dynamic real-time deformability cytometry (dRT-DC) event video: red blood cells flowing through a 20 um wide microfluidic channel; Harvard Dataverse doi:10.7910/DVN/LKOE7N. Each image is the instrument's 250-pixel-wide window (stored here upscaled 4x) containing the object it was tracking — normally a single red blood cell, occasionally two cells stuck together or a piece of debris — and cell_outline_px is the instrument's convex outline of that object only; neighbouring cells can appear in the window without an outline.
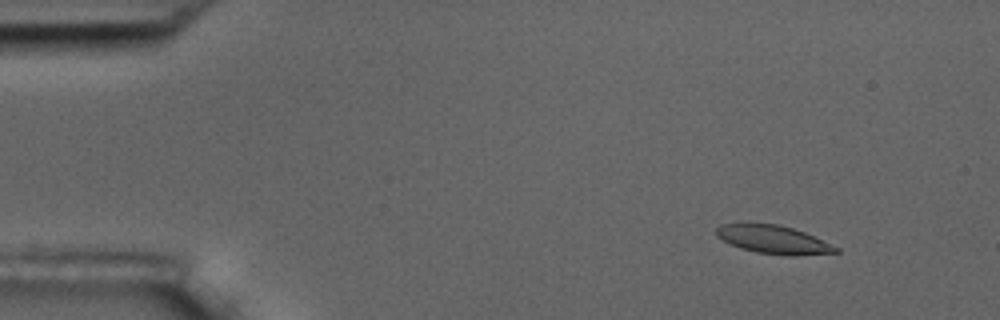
{"species": "common noctule bat (a hibernating species)", "species_latin": "Nyctalus noctula", "temperature_condition": "room temperature", "stored_images_in_passage": 6, "camera_frame_rate_fps": 3000, "um_per_image_px": 0.085, "animal": {"sex": "male", "body_mass_g": 17.5, "forearm_length_mm": 52.3}, "frame": {"image": 1, "passage_image": 2, "time_ms": 1.0, "image_size_px": [1000, 320], "cell_outline_px": [[840, 252], [796, 256], [788, 256], [756, 252], [740, 248], [716, 236], [716, 228], [720, 224], [744, 220], [780, 224], [804, 232], [840, 248]], "centroid_in_image_um": [65.68, 20.32], "position_along_channel_um": 19.3, "area_um2": 20.4}}
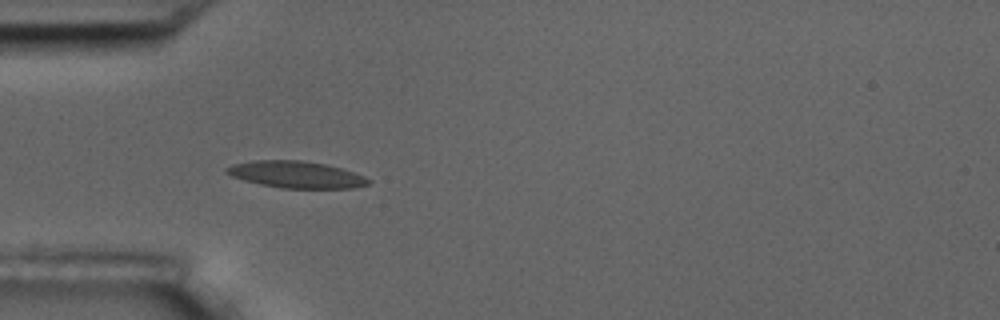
{"frame": {"image": 2, "passage_image": 5, "time_ms": 4.667, "image_size_px": [1000, 320], "cell_outline_px": [[372, 180], [368, 184], [352, 188], [280, 188], [260, 184], [244, 180], [232, 176], [224, 172], [224, 168], [232, 164], [252, 160], [300, 160], [324, 164], [340, 168], [364, 176]], "centroid_in_image_um": [25.12, 14.83], "position_along_channel_um": 59.9, "area_um2": 22.08}}